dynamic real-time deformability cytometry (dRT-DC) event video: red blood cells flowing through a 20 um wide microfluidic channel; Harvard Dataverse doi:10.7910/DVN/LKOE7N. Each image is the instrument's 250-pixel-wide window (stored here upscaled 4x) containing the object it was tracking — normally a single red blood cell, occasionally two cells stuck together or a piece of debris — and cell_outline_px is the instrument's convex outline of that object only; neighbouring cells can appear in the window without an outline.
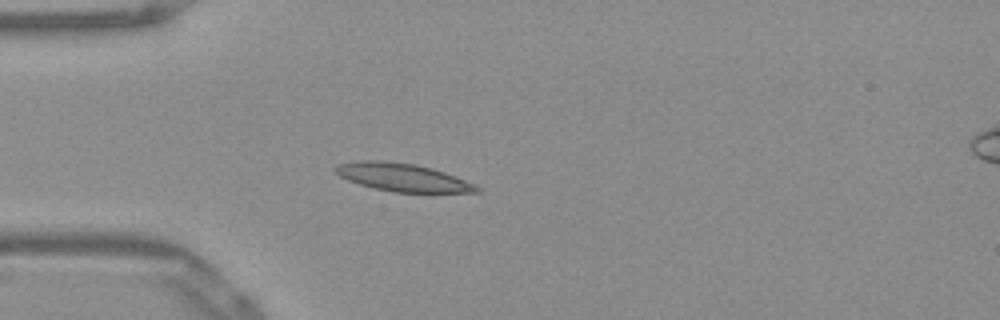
{"species": "Egyptian fruit bat (a non-hibernating species)", "species_latin": "Rousettus aegyptiacus", "temperature_condition": "warm", "stored_images_in_passage": 52, "camera_frame_rate_fps": 3000, "um_per_image_px": 0.085, "frame": {"image": 1, "passage_image": 14, "time_ms": 4.333, "image_size_px": [1000, 320], "cell_outline_px": [[480, 192], [392, 192], [360, 184], [348, 180], [340, 176], [332, 168], [336, 164], [360, 160], [380, 160], [416, 164], [432, 168], [444, 172], [476, 184], [480, 188]], "centroid_in_image_um": [34.2, 15.06], "position_along_channel_um": 50.8, "area_um2": 22.95}}
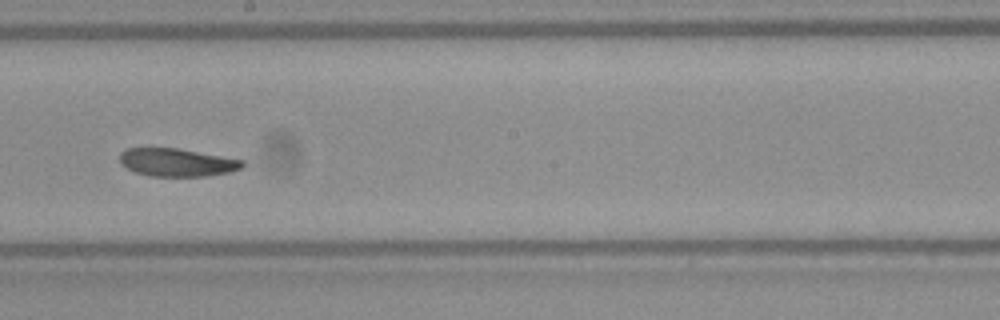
{"frame": {"image": 2, "passage_image": 29, "time_ms": 9.333, "image_size_px": [1000, 320], "cell_outline_px": [[244, 164], [240, 168], [228, 172], [204, 176], [148, 176], [136, 172], [120, 164], [120, 152], [124, 148], [176, 148], [244, 160]], "centroid_in_image_um": [14.99, 13.8], "position_along_channel_um": 233.2, "area_um2": 19.83}}
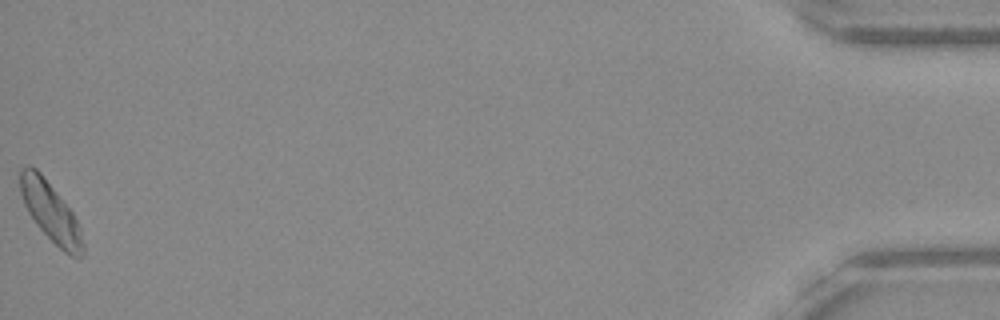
{"frame": {"image": 3, "passage_image": 52, "time_ms": 17.0, "image_size_px": [1000, 320], "cell_outline_px": [[84, 252], [80, 256], [72, 256], [64, 252], [36, 224], [28, 212], [24, 204], [20, 192], [20, 168], [28, 164], [36, 168], [40, 172], [72, 212], [80, 228], [84, 244]], "centroid_in_image_um": [4.28, 17.99], "position_along_channel_um": 430.9, "area_um2": 21.27}, "authors_computed_cell_mechanics": {"area_um2": 21.2993, "velocity_mm_per_s": 3.8611, "shape_relaxation_time_tau1_ms": 4.4187, "shape_relaxation_time_tau2_ms": 4.5037, "deformation_change_tau1": 0.1343, "deformation_change_tau2": 0.1089}}